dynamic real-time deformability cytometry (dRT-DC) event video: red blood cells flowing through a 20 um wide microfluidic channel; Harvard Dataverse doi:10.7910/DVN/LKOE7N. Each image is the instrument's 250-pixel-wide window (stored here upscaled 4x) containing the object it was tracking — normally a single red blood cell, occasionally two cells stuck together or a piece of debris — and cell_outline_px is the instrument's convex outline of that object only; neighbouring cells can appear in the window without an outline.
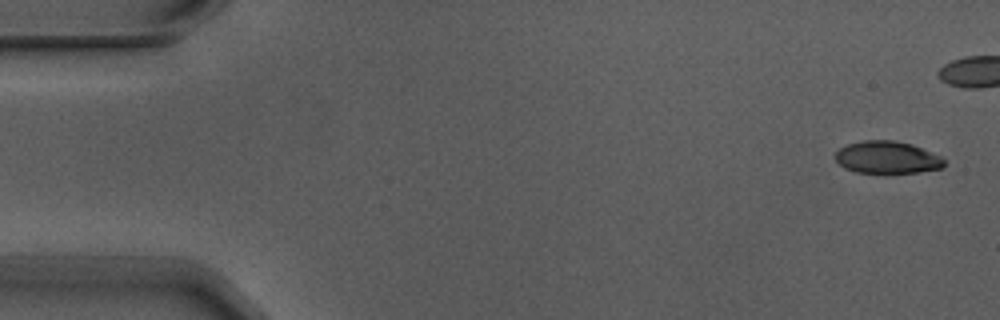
{"species": "Egyptian fruit bat (a non-hibernating species)", "species_latin": "Rousettus aegyptiacus", "temperature_condition": "warm", "stored_images_in_passage": 5, "camera_frame_rate_fps": 3000, "um_per_image_px": 0.085, "animal": {"sex": "male"}, "frame": {"image": 1, "passage_image": 1, "time_ms": 0.0, "image_size_px": [1000, 320], "cell_outline_px": [[944, 168], [920, 172], [856, 172], [844, 168], [836, 160], [836, 152], [840, 148], [848, 144], [864, 140], [896, 140], [912, 144], [940, 156], [944, 160]], "centroid_in_image_um": [75.42, 13.37], "position_along_channel_um": 9.6, "area_um2": 20.35}}
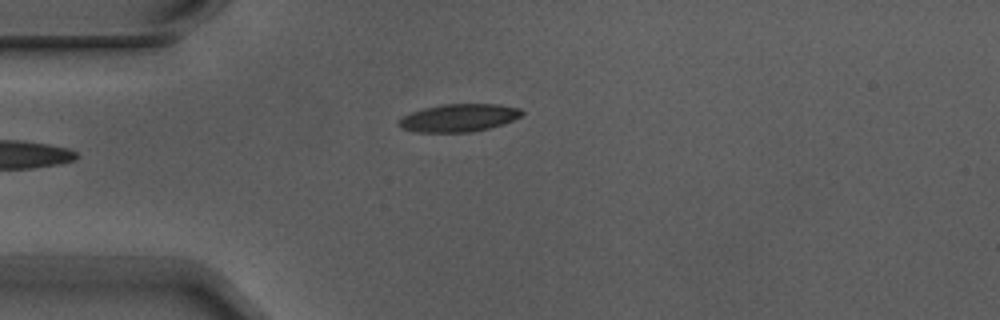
{"frame": {"image": 2, "passage_image": 5, "time_ms": 1.333, "image_size_px": [1000, 320], "cell_outline_px": [[524, 112], [520, 116], [504, 124], [472, 132], [416, 132], [404, 128], [396, 124], [404, 116], [412, 112], [424, 108], [444, 104], [500, 104], [520, 108]], "centroid_in_image_um": [39.03, 10.01], "position_along_channel_um": 46.0, "area_um2": 19.77}}